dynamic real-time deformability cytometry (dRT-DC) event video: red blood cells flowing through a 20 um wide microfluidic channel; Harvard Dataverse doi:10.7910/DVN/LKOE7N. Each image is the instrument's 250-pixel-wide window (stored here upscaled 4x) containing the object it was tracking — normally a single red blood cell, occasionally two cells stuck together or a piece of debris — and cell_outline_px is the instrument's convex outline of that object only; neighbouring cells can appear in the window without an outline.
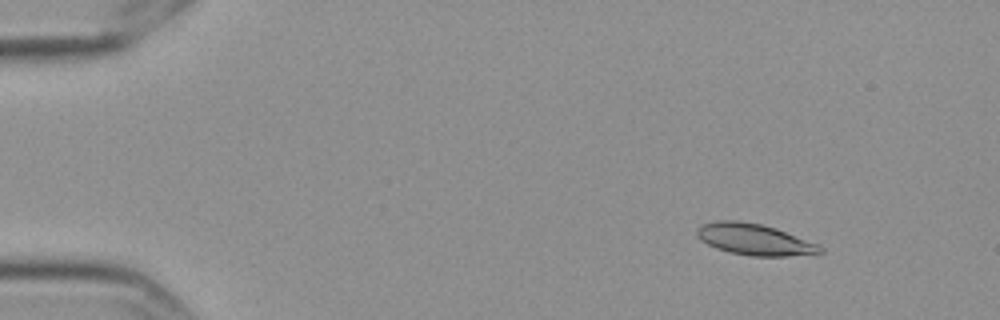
{"species": "Egyptian fruit bat (a non-hibernating species)", "species_latin": "Rousettus aegyptiacus", "temperature_condition": "cold", "stored_images_in_passage": 16, "camera_frame_rate_fps": 3000, "um_per_image_px": 0.085, "frame": {"image": 1, "passage_image": 6, "time_ms": 1.667, "image_size_px": [1000, 320], "cell_outline_px": [[824, 252], [820, 256], [752, 256], [728, 252], [716, 248], [700, 240], [696, 236], [696, 228], [700, 224], [716, 220], [736, 220], [760, 224], [776, 228], [820, 244], [824, 248]], "centroid_in_image_um": [64.2, 20.37], "position_along_channel_um": 20.8, "area_um2": 23.18}}